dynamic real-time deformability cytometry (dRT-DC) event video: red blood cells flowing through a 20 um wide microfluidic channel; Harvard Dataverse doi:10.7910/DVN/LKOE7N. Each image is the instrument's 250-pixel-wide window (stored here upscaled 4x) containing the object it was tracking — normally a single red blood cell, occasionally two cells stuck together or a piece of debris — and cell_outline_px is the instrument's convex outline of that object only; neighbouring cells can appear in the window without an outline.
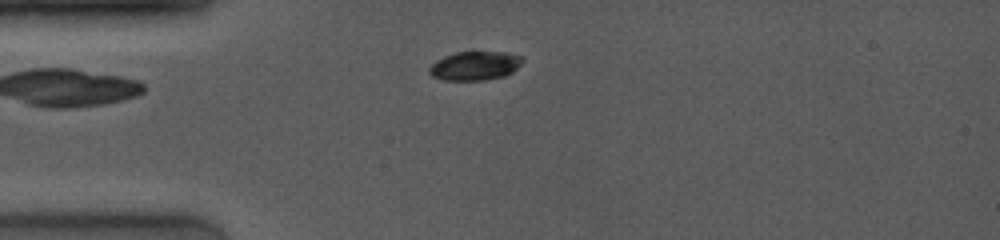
{"species": "common noctule bat (a hibernating species)", "species_latin": "Nyctalus noctula", "temperature_condition": "room temperature", "stored_images_in_passage": 16, "camera_frame_rate_fps": 4000, "um_per_image_px": 0.085, "animal": {"sex": "female", "body_mass_g": 19.0, "forearm_length_mm": 53.3}, "frame": {"image": 1, "passage_image": 1, "time_ms": 0.0, "image_size_px": [1000, 240], "cell_outline_px": [[524, 60], [512, 72], [504, 76], [484, 80], [444, 80], [432, 76], [428, 72], [428, 68], [436, 60], [444, 56], [456, 52], [504, 52], [520, 56]], "centroid_in_image_um": [40.33, 5.59], "position_along_channel_um": 44.7, "area_um2": 15.61}}
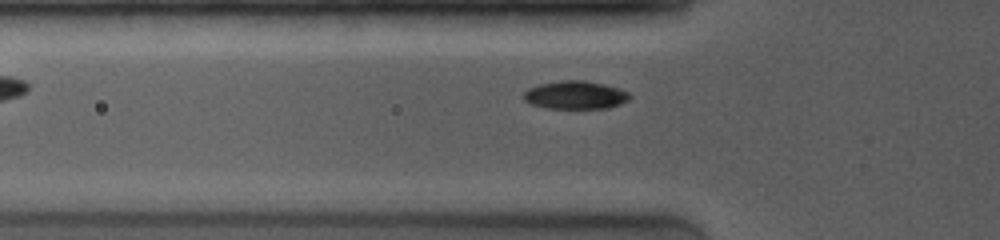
{"frame": {"image": 2, "passage_image": 10, "time_ms": 1.25, "image_size_px": [1000, 240], "cell_outline_px": [[632, 96], [628, 100], [620, 104], [608, 108], [544, 108], [532, 104], [524, 100], [520, 96], [528, 88], [540, 84], [564, 80], [584, 80], [604, 84], [628, 92]], "centroid_in_image_um": [48.87, 8.08], "position_along_channel_um": 76.9, "area_um2": 17.4}}